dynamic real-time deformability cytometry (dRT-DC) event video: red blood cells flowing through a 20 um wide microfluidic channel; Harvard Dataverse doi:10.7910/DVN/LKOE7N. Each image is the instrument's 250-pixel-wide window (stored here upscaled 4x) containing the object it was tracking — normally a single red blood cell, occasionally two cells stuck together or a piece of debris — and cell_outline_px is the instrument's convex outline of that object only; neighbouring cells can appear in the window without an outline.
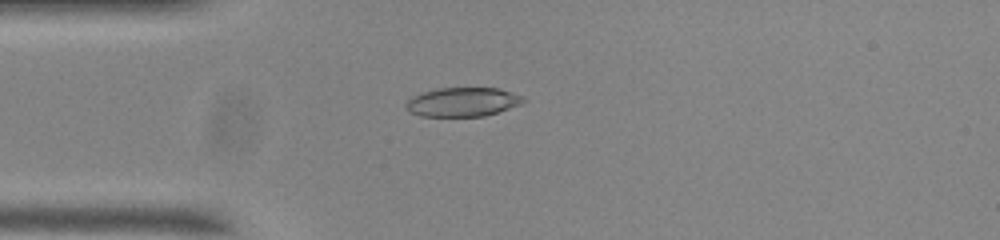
{"species": "common noctule bat (a hibernating species)", "species_latin": "Nyctalus noctula", "temperature_condition": "room temperature", "stored_images_in_passage": 55, "camera_frame_rate_fps": 3000, "um_per_image_px": 0.085, "animal": {"sex": "male", "body_mass_g": 20.0, "forearm_length_mm": 53.3}, "frame": {"image": 1, "passage_image": 14, "time_ms": 4.333, "image_size_px": [1000, 240], "cell_outline_px": [[528, 100], [520, 104], [484, 116], [420, 116], [408, 112], [404, 108], [404, 104], [412, 96], [424, 92], [440, 88], [496, 88], [512, 92], [524, 96]], "centroid_in_image_um": [39.3, 8.67], "position_along_channel_um": 45.7, "area_um2": 19.88}}
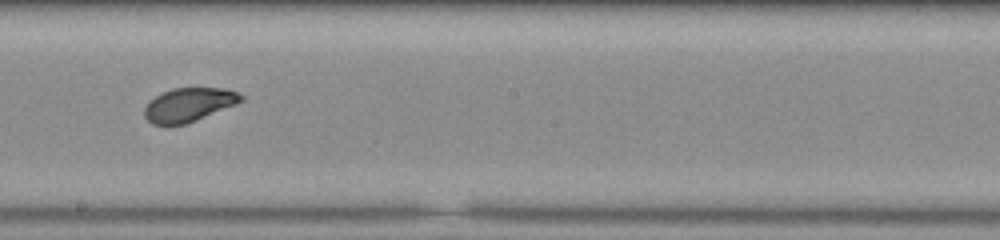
{"frame": {"image": 2, "passage_image": 30, "time_ms": 9.667, "image_size_px": [1000, 240], "cell_outline_px": [[244, 100], [236, 104], [196, 120], [184, 124], [152, 124], [144, 116], [144, 108], [156, 96], [172, 88], [224, 88], [236, 92], [244, 96]], "centroid_in_image_um": [16.07, 8.89], "position_along_channel_um": 232.1, "area_um2": 18.67}}
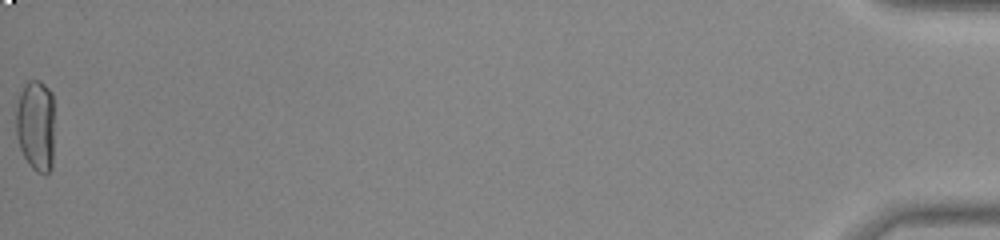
{"frame": {"image": 3, "passage_image": 55, "time_ms": 18.0, "image_size_px": [1000, 240], "cell_outline_px": [[52, 168], [44, 176], [36, 172], [28, 164], [20, 148], [16, 136], [16, 108], [20, 92], [24, 84], [28, 80], [40, 80], [52, 92]], "centroid_in_image_um": [3.02, 10.66], "position_along_channel_um": 432.2, "area_um2": 20.63}, "authors_computed_cell_mechanics": {"area_um2": 19.9988, "velocity_mm_per_s": 3.7039, "shape_relaxation_time_tau1_ms": 10.9886, "shape_relaxation_time_tau2_ms": 1.1144, "deformation_change_tau1": 0.3179, "deformation_change_tau2": 0.0611}}